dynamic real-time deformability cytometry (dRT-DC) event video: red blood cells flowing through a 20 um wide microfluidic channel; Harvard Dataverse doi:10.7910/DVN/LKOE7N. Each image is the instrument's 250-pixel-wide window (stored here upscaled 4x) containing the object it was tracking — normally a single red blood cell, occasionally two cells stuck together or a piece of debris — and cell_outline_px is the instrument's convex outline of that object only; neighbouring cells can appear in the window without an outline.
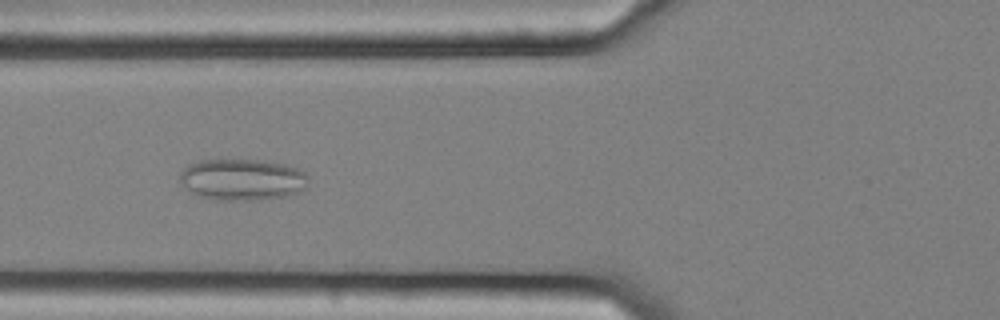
{"species": "common noctule bat (a hibernating species)", "species_latin": "Nyctalus noctula", "temperature_condition": "cold", "stored_images_in_passage": 35, "camera_frame_rate_fps": 3000, "um_per_image_px": 0.085, "animal": {"sex": "female", "body_mass_g": 25.1}, "frame": {"image": 1, "passage_image": 11, "time_ms": 3.333, "image_size_px": [1000, 320], "cell_outline_px": [[308, 188], [300, 192], [288, 196], [260, 200], [212, 200], [196, 196], [180, 180], [180, 172], [188, 164], [200, 160], [264, 160], [284, 164], [296, 168], [304, 172], [308, 176]], "centroid_in_image_um": [20.63, 15.28], "position_along_channel_um": 105.2, "area_um2": 31.44}}
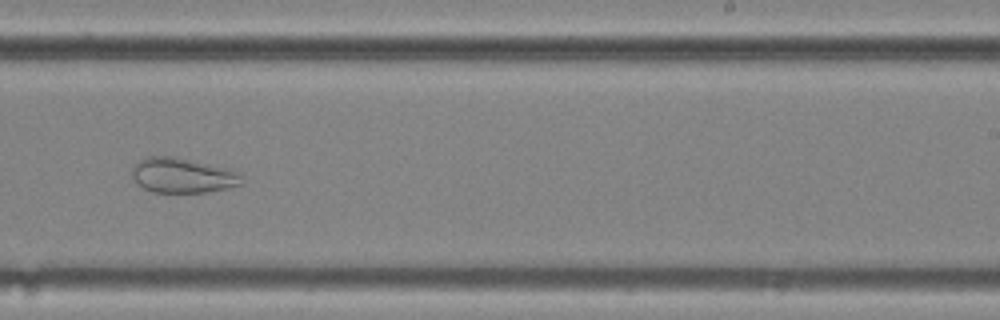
{"frame": {"image": 2, "passage_image": 25, "time_ms": 8.0, "image_size_px": [1000, 320], "cell_outline_px": [[244, 184], [228, 188], [204, 192], [152, 192], [136, 184], [132, 176], [132, 164], [148, 156], [176, 156], [228, 168], [240, 172], [244, 176]], "centroid_in_image_um": [15.55, 14.9], "position_along_channel_um": 273.5, "area_um2": 22.83}, "authors_computed_cell_mechanics": {"area_um2": 27.3972, "velocity_mm_per_s": 3.6069, "shape_relaxation_time_tau1_ms": null, "shape_relaxation_time_tau2_ms": 2.5694, "deformation_change_tau1": null, "deformation_change_tau2": 0.07}}